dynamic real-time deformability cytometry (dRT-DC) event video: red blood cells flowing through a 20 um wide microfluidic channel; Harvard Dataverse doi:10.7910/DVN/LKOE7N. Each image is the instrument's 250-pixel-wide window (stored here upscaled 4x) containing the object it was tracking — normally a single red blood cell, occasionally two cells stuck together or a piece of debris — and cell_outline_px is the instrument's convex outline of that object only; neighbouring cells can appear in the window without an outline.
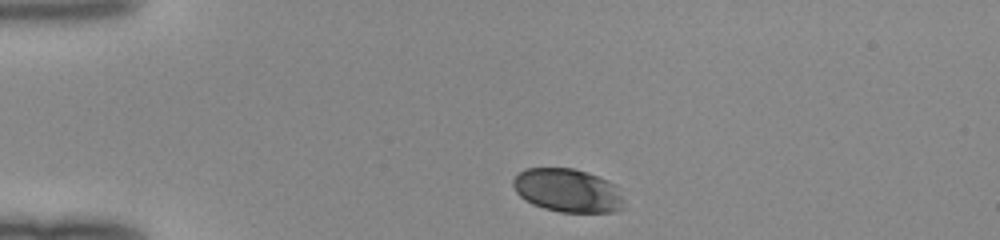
{"species": "human", "species_latin": "Homo sapiens", "temperature_condition": "room temperature", "stored_images_in_passage": 32, "camera_frame_rate_fps": 3000, "um_per_image_px": 0.085, "donor": {"sex": "female"}, "frame": {"image": 1, "passage_image": 1, "time_ms": 0.0, "image_size_px": [1000, 240], "cell_outline_px": [[624, 208], [616, 212], [560, 212], [544, 208], [532, 204], [520, 196], [516, 192], [512, 184], [512, 180], [524, 168], [572, 168], [588, 172], [608, 180], [612, 184], [624, 200]], "centroid_in_image_um": [48.24, 16.19], "position_along_channel_um": 36.8, "area_um2": 28.09}}
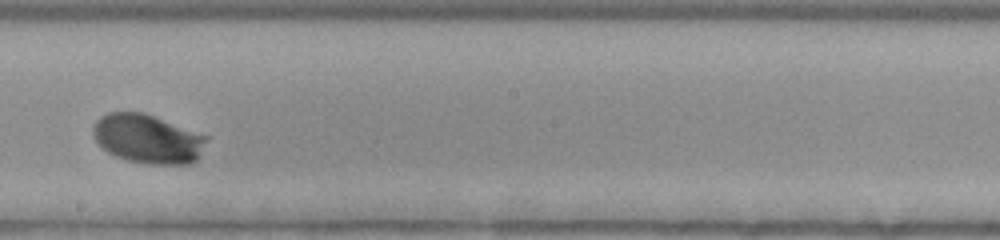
{"frame": {"image": 2, "passage_image": 19, "time_ms": 6.0, "image_size_px": [1000, 240], "cell_outline_px": [[208, 140], [196, 160], [192, 164], [148, 164], [128, 160], [116, 156], [108, 152], [96, 140], [92, 132], [92, 128], [96, 120], [100, 116], [108, 112], [144, 112], [208, 136]], "centroid_in_image_um": [12.56, 11.79], "position_along_channel_um": 235.6, "area_um2": 32.37}}
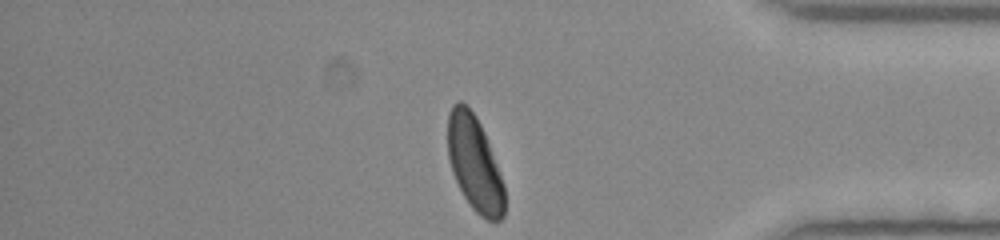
{"frame": {"image": 3, "passage_image": 32, "time_ms": 10.333, "image_size_px": [1000, 240], "cell_outline_px": [[504, 216], [500, 220], [488, 220], [480, 216], [472, 208], [464, 196], [452, 172], [448, 156], [448, 112], [452, 104], [456, 100], [460, 100], [476, 116], [484, 132], [504, 184]], "centroid_in_image_um": [40.32, 13.89], "position_along_channel_um": 394.9, "area_um2": 31.15}}